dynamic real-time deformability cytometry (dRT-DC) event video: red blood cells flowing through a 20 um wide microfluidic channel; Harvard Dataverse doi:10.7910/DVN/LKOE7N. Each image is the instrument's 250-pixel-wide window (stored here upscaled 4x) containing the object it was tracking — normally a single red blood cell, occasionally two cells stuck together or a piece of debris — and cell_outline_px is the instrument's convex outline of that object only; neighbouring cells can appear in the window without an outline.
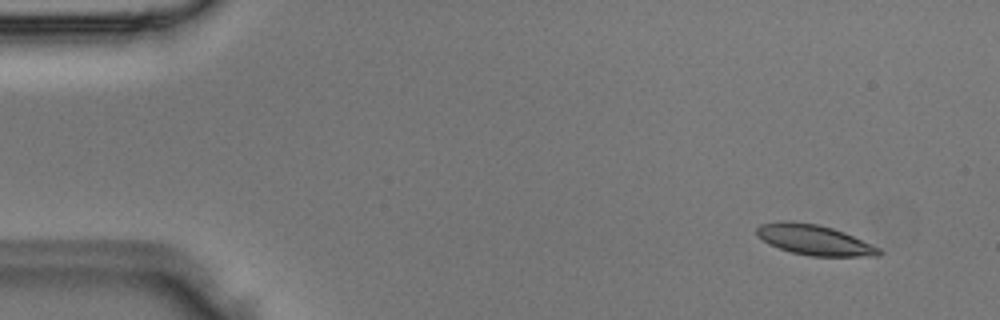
{"species": "Egyptian fruit bat (a non-hibernating species)", "species_latin": "Rousettus aegyptiacus", "temperature_condition": "room temperature", "stored_images_in_passage": 4, "camera_frame_rate_fps": 3000, "um_per_image_px": 0.085, "animal": {"sex": "male"}, "frame": {"image": 1, "passage_image": 1, "time_ms": 0.0, "image_size_px": [1000, 320], "cell_outline_px": [[884, 252], [880, 256], [808, 256], [792, 252], [768, 244], [756, 236], [756, 228], [760, 224], [780, 220], [784, 220], [816, 224], [832, 228], [844, 232], [872, 244], [880, 248]], "centroid_in_image_um": [69.2, 20.39], "position_along_channel_um": 15.8, "area_um2": 21.73}}
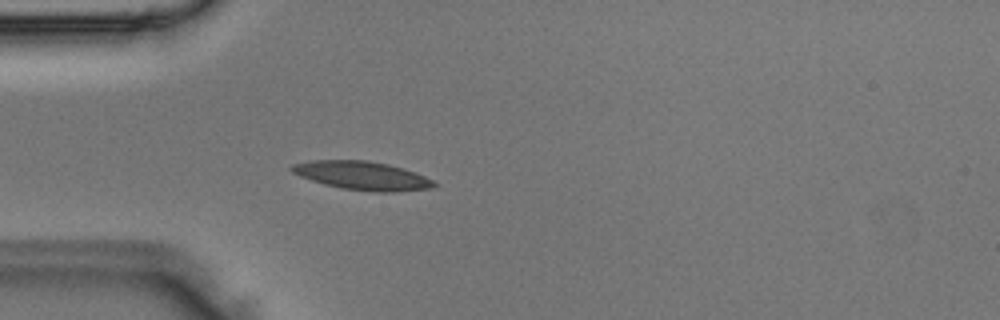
{"frame": {"image": 2, "passage_image": 4, "time_ms": 1.0, "image_size_px": [1000, 320], "cell_outline_px": [[436, 184], [432, 188], [396, 192], [372, 192], [340, 188], [324, 184], [300, 176], [292, 172], [288, 168], [292, 164], [308, 160], [368, 160], [388, 164], [416, 172], [432, 180]], "centroid_in_image_um": [30.76, 14.92], "position_along_channel_um": 54.2, "area_um2": 23.81}}